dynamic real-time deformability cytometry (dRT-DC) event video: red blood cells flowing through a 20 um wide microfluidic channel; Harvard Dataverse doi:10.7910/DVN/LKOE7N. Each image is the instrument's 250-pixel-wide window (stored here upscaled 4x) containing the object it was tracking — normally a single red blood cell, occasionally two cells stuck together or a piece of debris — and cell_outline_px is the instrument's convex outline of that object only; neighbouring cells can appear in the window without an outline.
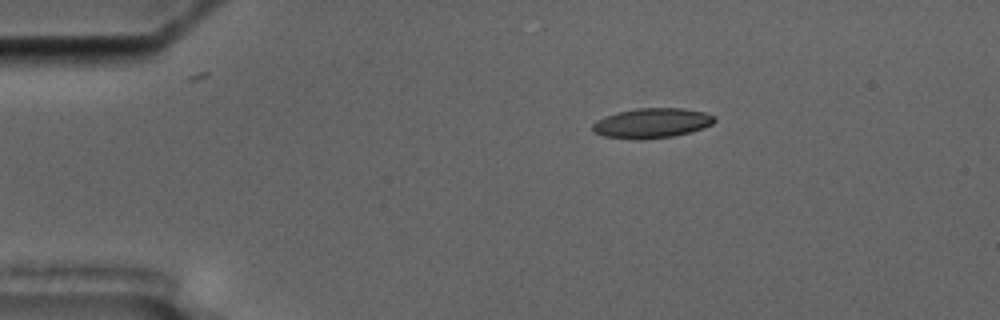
{"species": "common noctule bat (a hibernating species)", "species_latin": "Nyctalus noctula", "temperature_condition": "cold", "stored_images_in_passage": 2, "camera_frame_rate_fps": 3000, "um_per_image_px": 0.085, "animal": {"sex": "male", "body_mass_g": 17.5, "forearm_length_mm": 52.3}, "frame": {"image": 1, "passage_image": 1, "time_ms": 0.0, "image_size_px": [1000, 320], "cell_outline_px": [[716, 120], [712, 124], [704, 128], [692, 132], [676, 136], [644, 140], [640, 140], [604, 136], [592, 132], [592, 124], [596, 120], [604, 116], [616, 112], [636, 108], [684, 108], [704, 112], [716, 116]], "centroid_in_image_um": [55.41, 10.47], "position_along_channel_um": 29.6, "area_um2": 21.68}}